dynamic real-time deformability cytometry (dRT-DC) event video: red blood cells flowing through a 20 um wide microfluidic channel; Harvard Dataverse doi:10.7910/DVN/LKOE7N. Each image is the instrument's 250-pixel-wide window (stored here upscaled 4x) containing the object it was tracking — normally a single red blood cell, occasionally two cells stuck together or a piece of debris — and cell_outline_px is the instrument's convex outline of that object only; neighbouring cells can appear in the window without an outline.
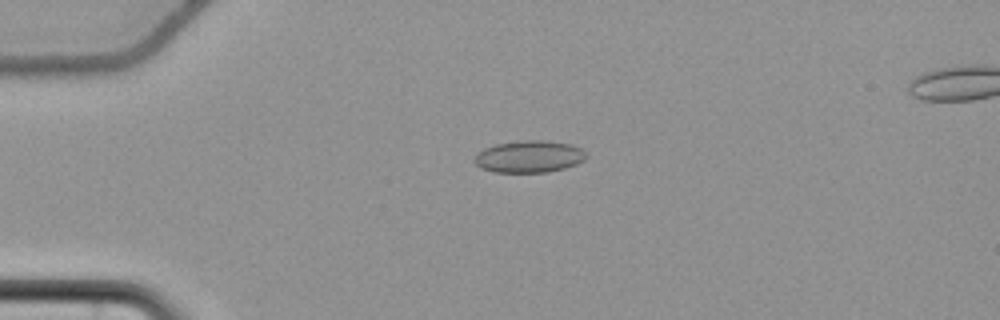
{"species": "common noctule bat (a hibernating species)", "species_latin": "Nyctalus noctula", "temperature_condition": "cold", "stored_images_in_passage": 37, "camera_frame_rate_fps": 3000, "um_per_image_px": 0.085, "animal": {"sex": "female", "body_mass_g": 22.7, "forearm_length_mm": 54.2}, "frame": {"image": 1, "passage_image": 3, "time_ms": 0.667, "image_size_px": [1000, 320], "cell_outline_px": [[588, 156], [584, 160], [576, 164], [564, 168], [548, 172], [496, 172], [480, 168], [472, 160], [484, 148], [496, 144], [524, 140], [540, 140], [572, 144], [580, 148]], "centroid_in_image_um": [44.98, 13.31], "position_along_channel_um": 40.0, "area_um2": 20.75}}
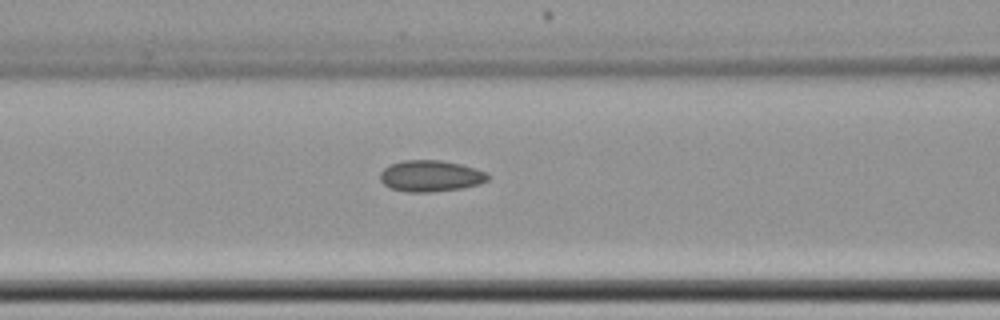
{"frame": {"image": 2, "passage_image": 13, "time_ms": 4.0, "image_size_px": [1000, 320], "cell_outline_px": [[488, 180], [480, 184], [464, 188], [428, 192], [408, 192], [392, 188], [384, 184], [380, 180], [380, 172], [384, 168], [392, 164], [404, 160], [440, 160], [460, 164], [488, 172]], "centroid_in_image_um": [36.62, 14.96], "position_along_channel_um": 130.0, "area_um2": 19.59}}
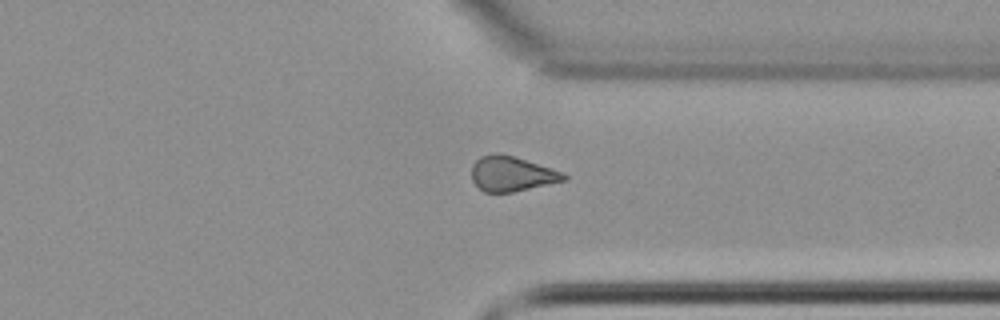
{"frame": {"image": 3, "passage_image": 32, "time_ms": 10.333, "image_size_px": [1000, 320], "cell_outline_px": [[568, 180], [512, 192], [484, 192], [472, 180], [472, 164], [480, 156], [516, 156], [564, 172], [568, 176]], "centroid_in_image_um": [43.56, 14.8], "position_along_channel_um": 367.8, "area_um2": 18.5}}